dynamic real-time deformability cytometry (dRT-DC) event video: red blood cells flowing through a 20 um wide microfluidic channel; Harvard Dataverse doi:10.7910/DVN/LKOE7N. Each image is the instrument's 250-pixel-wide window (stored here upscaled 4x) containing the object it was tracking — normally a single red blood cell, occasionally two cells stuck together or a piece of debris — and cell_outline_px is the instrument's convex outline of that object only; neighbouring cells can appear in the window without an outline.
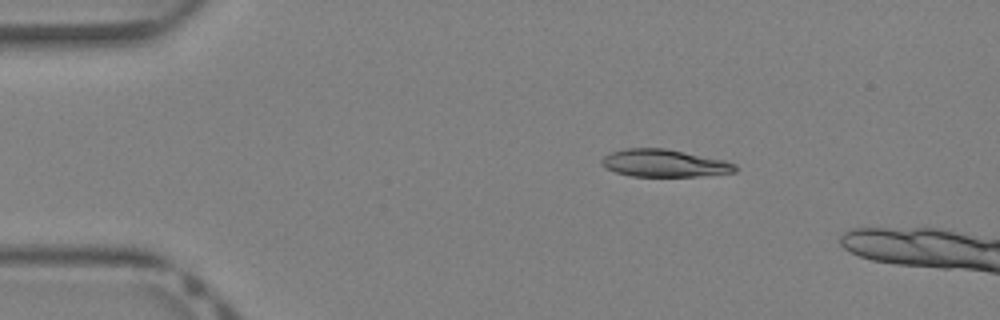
{"species": "Egyptian fruit bat (a non-hibernating species)", "species_latin": "Rousettus aegyptiacus", "temperature_condition": "warm", "stored_images_in_passage": 6, "camera_frame_rate_fps": 3000, "um_per_image_px": 0.085, "animal": {"sex": "female"}, "frame": {"image": 1, "passage_image": 1, "time_ms": 0.0, "image_size_px": [1000, 320], "cell_outline_px": [[736, 172], [696, 176], [632, 176], [616, 172], [604, 168], [600, 160], [604, 156], [612, 152], [624, 148], [664, 148], [724, 160], [736, 164]], "centroid_in_image_um": [56.43, 13.87], "position_along_channel_um": 28.6, "area_um2": 21.21}}